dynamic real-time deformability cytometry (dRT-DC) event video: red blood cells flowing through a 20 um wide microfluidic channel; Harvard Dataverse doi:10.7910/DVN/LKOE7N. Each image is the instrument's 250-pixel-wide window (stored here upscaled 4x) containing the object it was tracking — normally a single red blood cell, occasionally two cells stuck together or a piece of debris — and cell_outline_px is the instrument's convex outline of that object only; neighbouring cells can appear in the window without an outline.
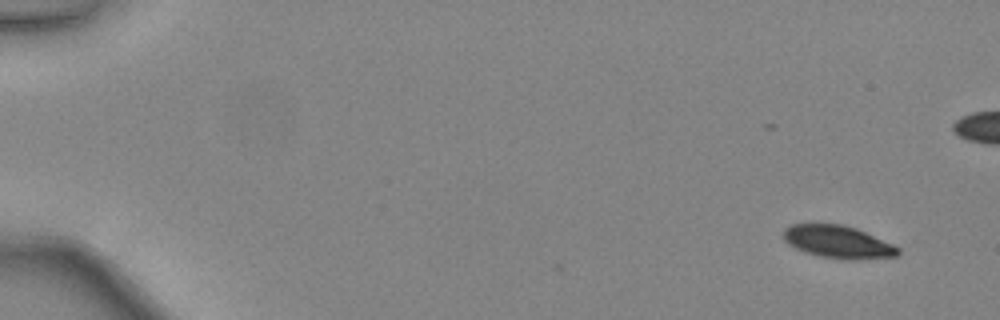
{"species": "common noctule bat (a hibernating species)", "species_latin": "Nyctalus noctula", "temperature_condition": "warm", "stored_images_in_passage": 3, "camera_frame_rate_fps": 3000, "um_per_image_px": 0.085, "animal": {"sex": "female", "body_mass_g": 24.6, "forearm_length_mm": 56.2}, "frame": {"image": 1, "passage_image": 3, "time_ms": 0.667, "image_size_px": [1000, 320], "cell_outline_px": [[900, 252], [896, 256], [856, 260], [848, 260], [820, 256], [804, 252], [788, 244], [784, 240], [784, 228], [792, 224], [812, 220], [840, 224], [856, 228], [892, 244], [900, 248]], "centroid_in_image_um": [71.16, 20.52], "position_along_channel_um": 13.8, "area_um2": 22.37}}